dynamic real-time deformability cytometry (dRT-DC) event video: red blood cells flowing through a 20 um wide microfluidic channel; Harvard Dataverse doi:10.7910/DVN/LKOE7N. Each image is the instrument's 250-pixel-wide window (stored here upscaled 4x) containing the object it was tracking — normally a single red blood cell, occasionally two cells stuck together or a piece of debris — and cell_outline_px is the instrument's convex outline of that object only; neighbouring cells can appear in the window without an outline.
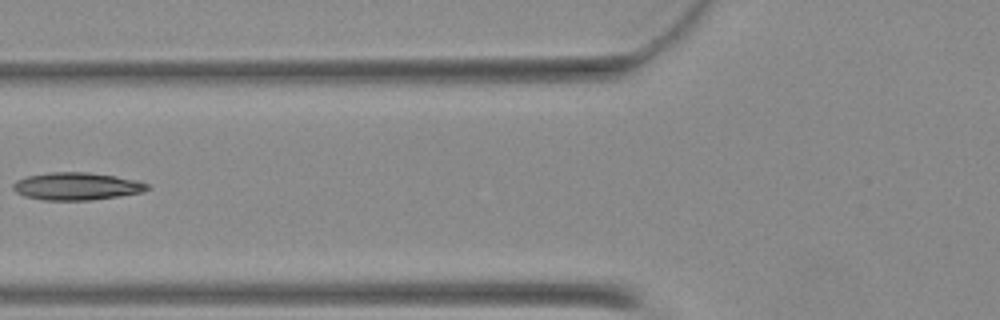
{"species": "Egyptian fruit bat (a non-hibernating species)", "species_latin": "Rousettus aegyptiacus", "temperature_condition": "warm", "stored_images_in_passage": 6, "camera_frame_rate_fps": 3000, "um_per_image_px": 0.085, "animal": {"sex": "female"}, "frame": {"image": 1, "passage_image": 5, "time_ms": 1.333, "image_size_px": [1000, 320], "cell_outline_px": [[152, 188], [144, 192], [92, 200], [40, 200], [24, 196], [16, 192], [12, 188], [12, 184], [16, 180], [28, 176], [52, 172], [88, 172], [116, 176], [136, 180], [148, 184]], "centroid_in_image_um": [6.52, 15.83], "position_along_channel_um": 119.3, "area_um2": 21.68}}